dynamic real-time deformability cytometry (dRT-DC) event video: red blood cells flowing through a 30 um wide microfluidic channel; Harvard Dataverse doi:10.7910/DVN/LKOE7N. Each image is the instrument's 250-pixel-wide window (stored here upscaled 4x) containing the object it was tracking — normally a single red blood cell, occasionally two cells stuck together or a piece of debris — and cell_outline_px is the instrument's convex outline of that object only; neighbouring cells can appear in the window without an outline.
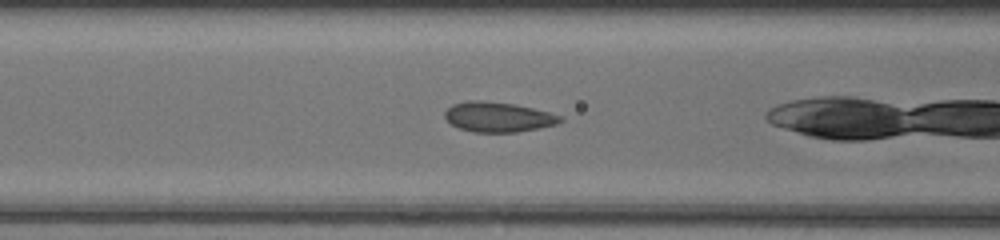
{"species": "common noctule bat (a hibernating species)", "species_latin": "Nyctalus noctula", "temperature_condition": "room temperature", "stored_images_in_passage": 28, "camera_frame_rate_fps": 3000, "um_per_image_px": 0.085, "animal": {"sex": "female", "body_mass_g": 20.0, "forearm_length_mm": 54.0}, "frame": {"image": 1, "passage_image": 9, "time_ms": 2.667, "image_size_px": [1000, 240], "cell_outline_px": [[564, 120], [556, 124], [516, 132], [472, 132], [460, 128], [452, 124], [444, 116], [444, 112], [452, 104], [468, 100], [480, 100], [516, 104], [564, 116]], "centroid_in_image_um": [42.34, 9.93], "position_along_channel_um": 124.3, "area_um2": 20.11}}
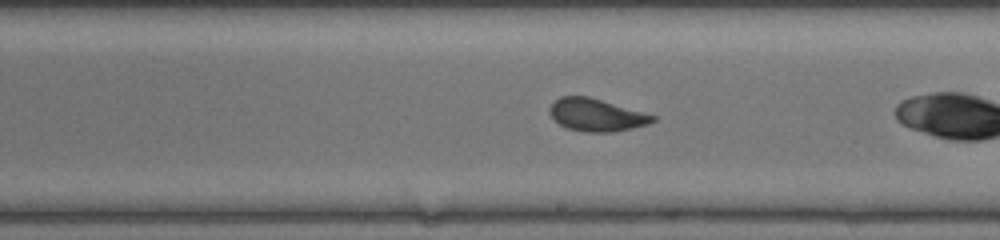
{"frame": {"image": 2, "passage_image": 17, "time_ms": 5.333, "image_size_px": [1000, 240], "cell_outline_px": [[656, 120], [648, 124], [632, 128], [612, 132], [588, 132], [568, 128], [560, 124], [552, 116], [548, 108], [560, 96], [588, 96], [656, 116]], "centroid_in_image_um": [50.7, 9.77], "position_along_channel_um": 238.3, "area_um2": 19.19}}
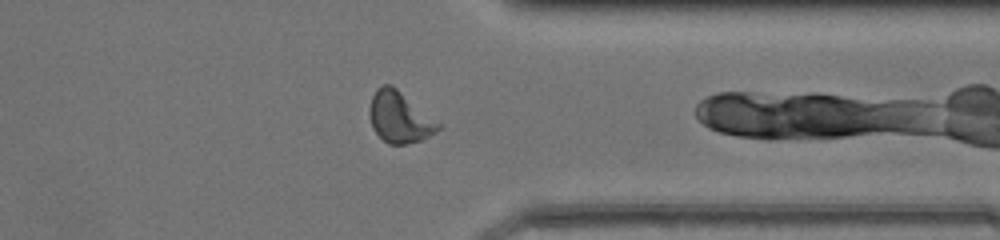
{"frame": {"image": 3, "passage_image": 27, "time_ms": 8.667, "image_size_px": [1000, 240], "cell_outline_px": [[440, 128], [436, 132], [420, 140], [404, 144], [388, 144], [372, 128], [368, 112], [368, 108], [372, 96], [376, 88], [384, 84], [392, 84], [440, 124]], "centroid_in_image_um": [33.91, 9.95], "position_along_channel_um": 377.5, "area_um2": 20.23}}